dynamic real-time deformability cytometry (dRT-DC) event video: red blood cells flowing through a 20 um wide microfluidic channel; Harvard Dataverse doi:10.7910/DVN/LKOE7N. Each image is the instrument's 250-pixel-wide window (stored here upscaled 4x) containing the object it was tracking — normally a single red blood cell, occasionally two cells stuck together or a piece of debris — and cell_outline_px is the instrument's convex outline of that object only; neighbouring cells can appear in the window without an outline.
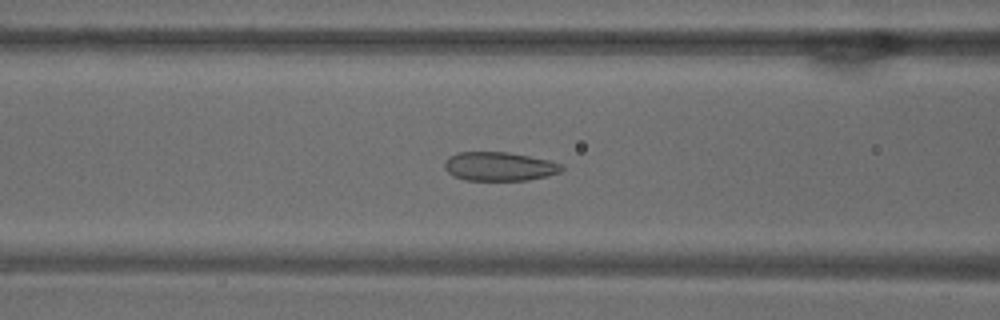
{"species": "common noctule bat (a hibernating species)", "species_latin": "Nyctalus noctula", "temperature_condition": "warm", "stored_images_in_passage": 54, "camera_frame_rate_fps": 3000, "um_per_image_px": 0.085, "animal": {"sex": "male", "body_mass_g": 18.8}, "frame": {"image": 1, "passage_image": 22, "time_ms": 7.0, "image_size_px": [1000, 320], "cell_outline_px": [[564, 168], [560, 172], [548, 176], [528, 180], [464, 180], [452, 176], [444, 168], [444, 164], [448, 156], [456, 152], [508, 152], [548, 160], [564, 164]], "centroid_in_image_um": [42.43, 14.15], "position_along_channel_um": 124.2, "area_um2": 19.88}}
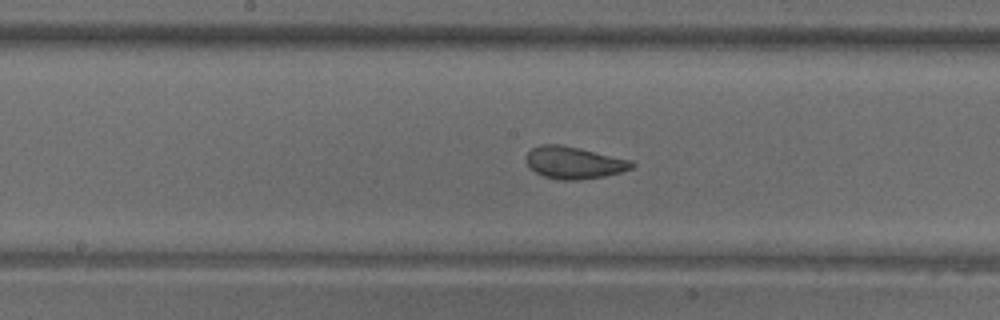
{"frame": {"image": 2, "passage_image": 28, "time_ms": 9.0, "image_size_px": [1000, 320], "cell_outline_px": [[636, 164], [632, 168], [620, 172], [604, 176], [576, 180], [560, 180], [544, 176], [536, 172], [528, 164], [528, 152], [532, 148], [540, 144], [560, 144], [580, 148], [632, 160]], "centroid_in_image_um": [48.83, 13.82], "position_along_channel_um": 199.4, "area_um2": 19.59}}
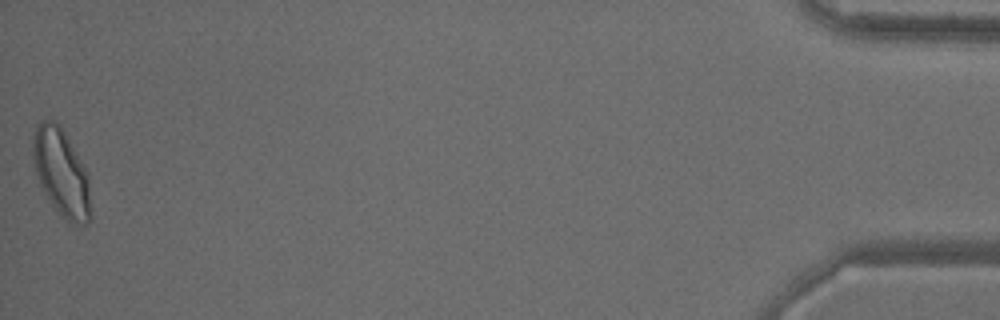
{"frame": {"image": 3, "passage_image": 54, "time_ms": 17.667, "image_size_px": [1000, 320], "cell_outline_px": [[92, 216], [88, 224], [76, 224], [60, 216], [52, 208], [40, 184], [36, 172], [32, 152], [32, 140], [36, 128], [44, 120], [56, 120], [60, 124], [88, 172]], "centroid_in_image_um": [5.24, 14.71], "position_along_channel_um": 430.0, "area_um2": 29.77}, "authors_computed_cell_mechanics": {"area_um2": 22.4264, "velocity_mm_per_s": 3.7592, "shape_relaxation_time_tau1_ms": 5.8691, "shape_relaxation_time_tau2_ms": 0.8373, "deformation_change_tau1": 0.1398, "deformation_change_tau2": 0.0792}}